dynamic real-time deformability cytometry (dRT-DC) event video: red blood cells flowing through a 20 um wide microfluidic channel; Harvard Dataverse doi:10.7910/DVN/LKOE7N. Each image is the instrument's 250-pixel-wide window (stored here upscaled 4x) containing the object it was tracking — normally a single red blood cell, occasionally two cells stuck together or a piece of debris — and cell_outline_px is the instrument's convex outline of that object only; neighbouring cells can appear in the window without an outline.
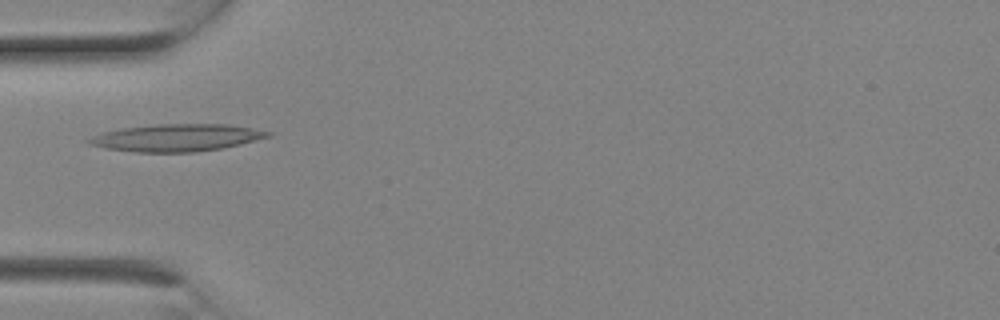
{"species": "Egyptian fruit bat (a non-hibernating species)", "species_latin": "Rousettus aegyptiacus", "temperature_condition": "room temperature", "stored_images_in_passage": 2, "camera_frame_rate_fps": 3000, "um_per_image_px": 0.085, "animal": {"sex": "female"}, "frame": {"image": 1, "passage_image": 2, "time_ms": 0.333, "image_size_px": [1000, 320], "cell_outline_px": [[272, 136], [224, 148], [196, 152], [136, 152], [108, 148], [88, 144], [84, 140], [92, 136], [104, 132], [120, 128], [156, 124], [228, 124], [252, 128], [272, 132]], "centroid_in_image_um": [15.02, 11.7], "position_along_channel_um": 70.0, "area_um2": 28.5}}